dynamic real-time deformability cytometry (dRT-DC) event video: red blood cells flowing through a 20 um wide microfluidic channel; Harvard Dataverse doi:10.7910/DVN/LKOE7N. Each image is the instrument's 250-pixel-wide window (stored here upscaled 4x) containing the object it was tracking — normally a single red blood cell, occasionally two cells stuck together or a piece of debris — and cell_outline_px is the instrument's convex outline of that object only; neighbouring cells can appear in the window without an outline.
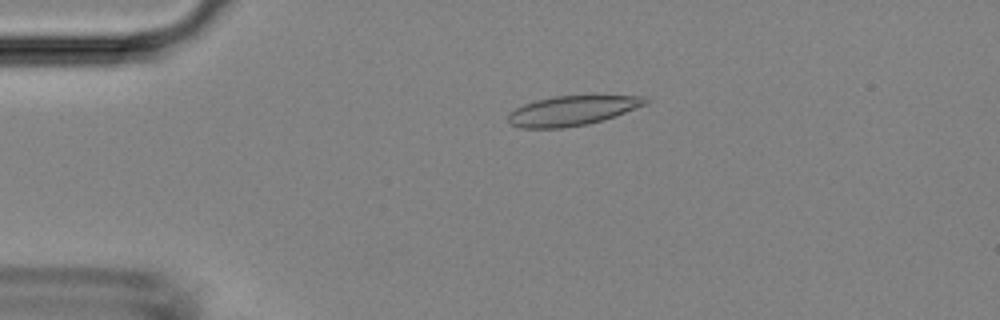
{"species": "Egyptian fruit bat (a non-hibernating species)", "species_latin": "Rousettus aegyptiacus", "temperature_condition": "room temperature", "stored_images_in_passage": 47, "camera_frame_rate_fps": 3000, "um_per_image_px": 0.085, "animal": {"sex": "female"}, "frame": {"image": 1, "passage_image": 10, "time_ms": 3.0, "image_size_px": [1000, 320], "cell_outline_px": [[652, 100], [648, 104], [616, 116], [604, 120], [588, 124], [564, 128], [520, 128], [508, 124], [508, 112], [524, 104], [536, 100], [552, 96], [644, 96]], "centroid_in_image_um": [48.64, 9.41], "position_along_channel_um": 36.4, "area_um2": 24.04}}
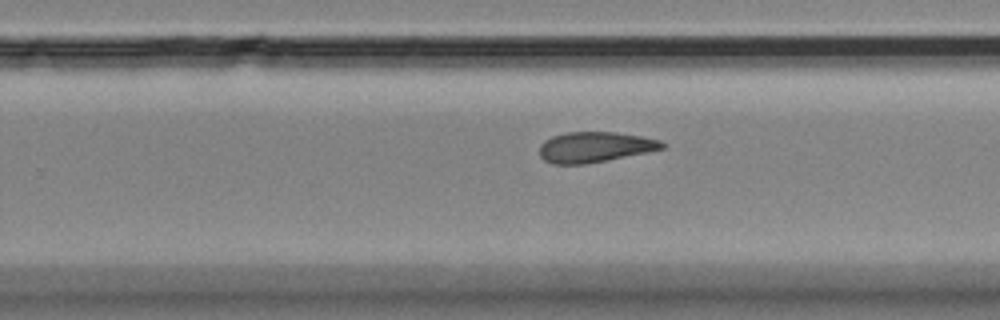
{"frame": {"image": 2, "passage_image": 30, "time_ms": 9.667, "image_size_px": [1000, 320], "cell_outline_px": [[664, 148], [648, 152], [608, 160], [584, 164], [552, 164], [544, 160], [540, 156], [540, 144], [544, 140], [552, 136], [564, 132], [616, 132], [640, 136], [660, 140], [664, 144]], "centroid_in_image_um": [50.53, 12.5], "position_along_channel_um": 279.3, "area_um2": 21.79}}
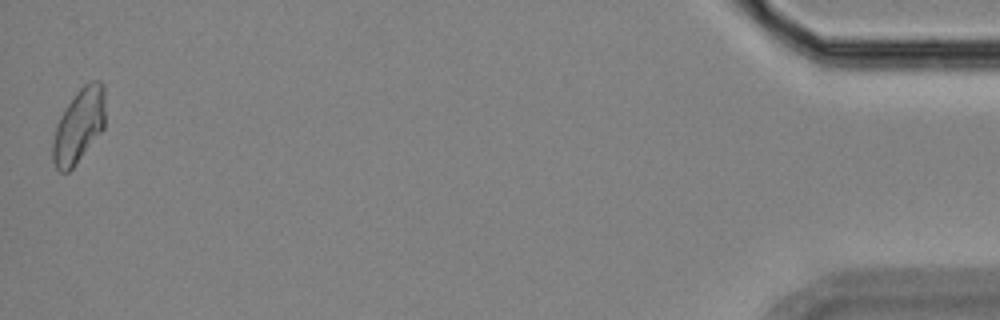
{"frame": {"image": 3, "passage_image": 47, "time_ms": 15.333, "image_size_px": [1000, 320], "cell_outline_px": [[104, 128], [76, 164], [68, 172], [60, 172], [56, 168], [52, 160], [52, 140], [56, 124], [60, 116], [76, 92], [84, 84], [92, 80], [100, 80], [104, 84]], "centroid_in_image_um": [6.69, 10.69], "position_along_channel_um": 428.5, "area_um2": 22.72}}